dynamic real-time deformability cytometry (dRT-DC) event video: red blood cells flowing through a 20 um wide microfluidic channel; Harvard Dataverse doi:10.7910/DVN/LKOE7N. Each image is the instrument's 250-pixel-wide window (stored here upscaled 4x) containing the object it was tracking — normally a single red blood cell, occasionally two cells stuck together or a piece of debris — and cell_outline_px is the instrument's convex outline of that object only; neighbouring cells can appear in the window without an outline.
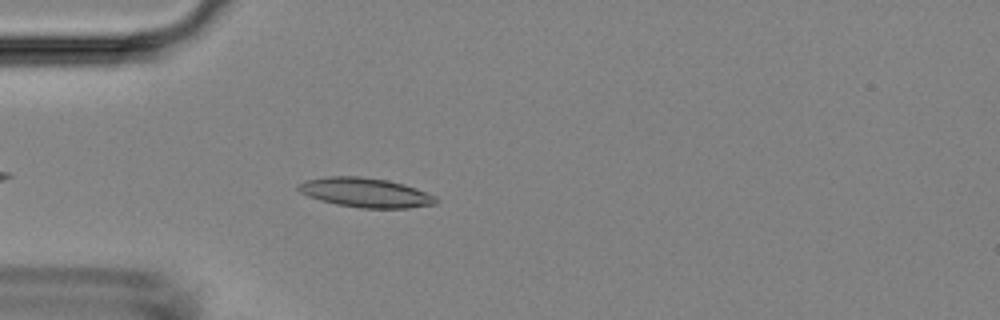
{"species": "Egyptian fruit bat (a non-hibernating species)", "species_latin": "Rousettus aegyptiacus", "temperature_condition": "room temperature", "stored_images_in_passage": 35, "camera_frame_rate_fps": 3000, "um_per_image_px": 0.085, "animal": {"sex": "female"}, "frame": {"image": 1, "passage_image": 5, "time_ms": 1.333, "image_size_px": [1000, 320], "cell_outline_px": [[440, 200], [436, 204], [408, 208], [360, 208], [336, 204], [320, 200], [308, 196], [300, 192], [296, 188], [296, 184], [304, 180], [328, 176], [360, 176], [388, 180], [404, 184], [416, 188], [436, 196]], "centroid_in_image_um": [31.06, 16.37], "position_along_channel_um": 53.9, "area_um2": 23.87}}
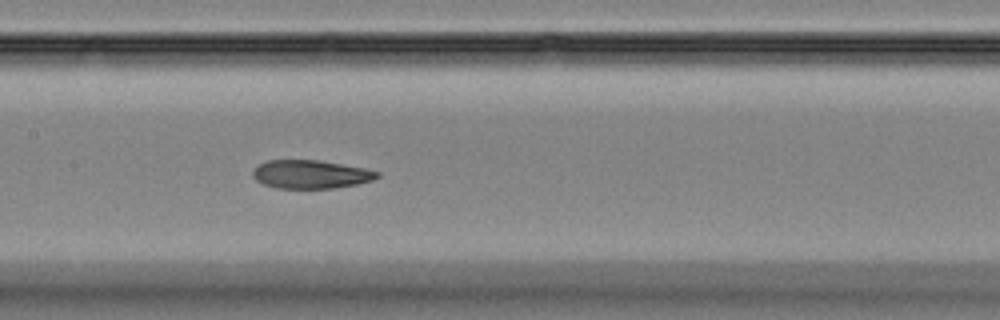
{"frame": {"image": 2, "passage_image": 15, "time_ms": 4.667, "image_size_px": [1000, 320], "cell_outline_px": [[380, 176], [372, 180], [356, 184], [332, 188], [276, 188], [264, 184], [256, 180], [252, 176], [252, 172], [256, 164], [268, 160], [320, 160], [364, 168], [380, 172]], "centroid_in_image_um": [26.38, 14.8], "position_along_channel_um": 181.0, "area_um2": 20.63}}
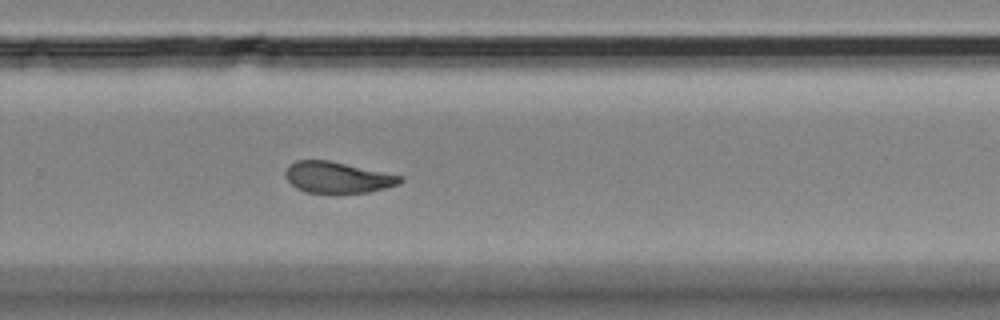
{"frame": {"image": 3, "passage_image": 24, "time_ms": 7.667, "image_size_px": [1000, 320], "cell_outline_px": [[404, 180], [400, 184], [368, 192], [304, 192], [296, 188], [284, 176], [284, 172], [288, 164], [296, 160], [328, 160], [404, 176]], "centroid_in_image_um": [28.68, 15.06], "position_along_channel_um": 301.1, "area_um2": 20.81}}